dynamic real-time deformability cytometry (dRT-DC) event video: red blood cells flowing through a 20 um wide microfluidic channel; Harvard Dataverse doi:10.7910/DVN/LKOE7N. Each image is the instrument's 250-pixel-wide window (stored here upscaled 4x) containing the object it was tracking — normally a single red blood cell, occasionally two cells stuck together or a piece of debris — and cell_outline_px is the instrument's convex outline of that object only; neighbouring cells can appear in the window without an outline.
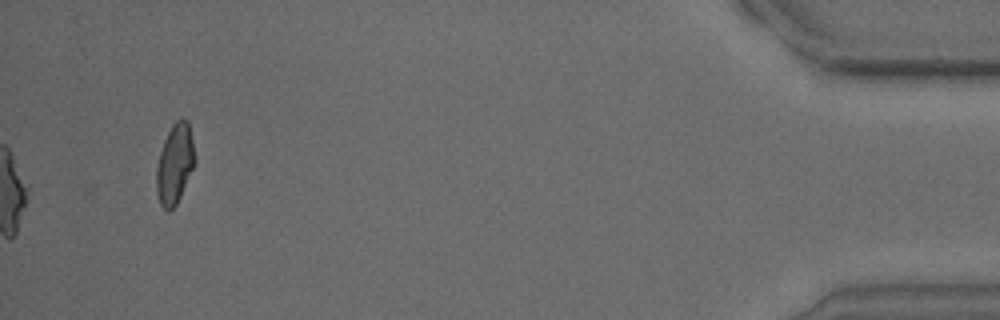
{"species": "common noctule bat (a hibernating species)", "species_latin": "Nyctalus noctula", "temperature_condition": "warm", "stored_images_in_passage": 17, "camera_frame_rate_fps": 3000, "um_per_image_px": 0.085, "animal": {"sex": "male", "body_mass_g": 15.6}, "frame": {"image": 1, "passage_image": 17, "time_ms": 20.333, "image_size_px": [1000, 320], "cell_outline_px": [[196, 160], [180, 196], [176, 204], [168, 212], [160, 204], [156, 192], [156, 168], [160, 152], [164, 140], [172, 124], [180, 116], [188, 120]], "centroid_in_image_um": [14.85, 13.9], "position_along_channel_um": 420.4, "area_um2": 17.8}}